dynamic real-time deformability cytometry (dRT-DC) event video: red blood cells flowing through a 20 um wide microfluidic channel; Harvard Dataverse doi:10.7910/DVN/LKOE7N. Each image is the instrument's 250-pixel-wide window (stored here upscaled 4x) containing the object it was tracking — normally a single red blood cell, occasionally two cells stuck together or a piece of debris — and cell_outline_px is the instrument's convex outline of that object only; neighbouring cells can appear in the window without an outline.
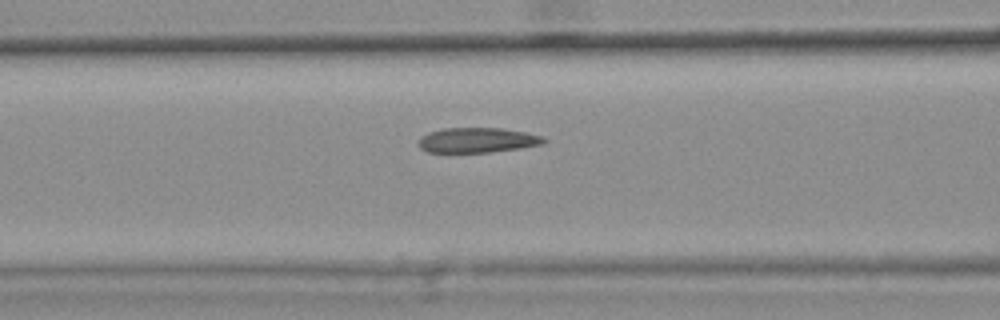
{"species": "common noctule bat (a hibernating species)", "species_latin": "Nyctalus noctula", "temperature_condition": "warm", "stored_images_in_passage": 32, "camera_frame_rate_fps": 3000, "um_per_image_px": 0.085, "animal": {"sex": "female", "body_mass_g": 25.1}, "frame": {"image": 1, "passage_image": 5, "time_ms": 1.333, "image_size_px": [1000, 320], "cell_outline_px": [[548, 140], [544, 144], [520, 148], [488, 152], [428, 152], [420, 148], [420, 136], [428, 132], [444, 128], [500, 128], [524, 132], [544, 136]], "centroid_in_image_um": [40.6, 11.91], "position_along_channel_um": 126.0, "area_um2": 18.21}}